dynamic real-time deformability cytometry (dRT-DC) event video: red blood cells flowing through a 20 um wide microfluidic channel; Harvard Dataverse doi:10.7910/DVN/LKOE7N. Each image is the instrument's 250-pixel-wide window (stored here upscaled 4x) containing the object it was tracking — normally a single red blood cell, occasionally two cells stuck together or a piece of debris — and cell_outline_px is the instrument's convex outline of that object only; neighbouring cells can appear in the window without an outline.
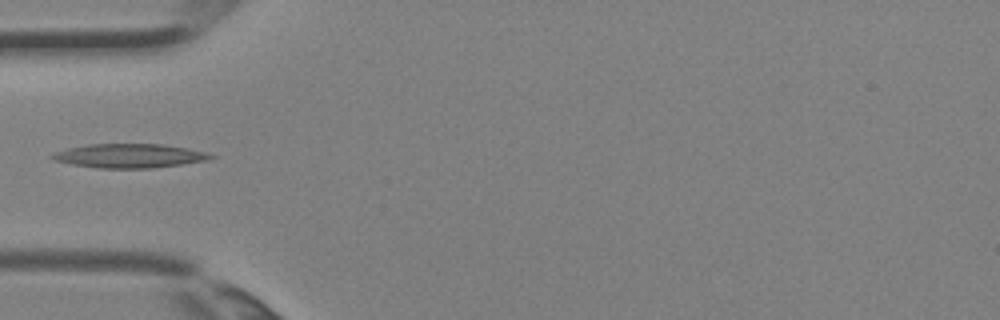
{"species": "Egyptian fruit bat (a non-hibernating species)", "species_latin": "Rousettus aegyptiacus", "temperature_condition": "room temperature", "stored_images_in_passage": 4, "camera_frame_rate_fps": 3000, "um_per_image_px": 0.085, "animal": {"sex": "female"}, "frame": {"image": 1, "passage_image": 4, "time_ms": 1.0, "image_size_px": [1000, 320], "cell_outline_px": [[216, 156], [208, 160], [152, 168], [100, 168], [72, 164], [56, 160], [48, 156], [56, 152], [68, 148], [88, 144], [160, 144], [188, 148], [208, 152]], "centroid_in_image_um": [11.03, 13.24], "position_along_channel_um": 74.0, "area_um2": 22.02}}